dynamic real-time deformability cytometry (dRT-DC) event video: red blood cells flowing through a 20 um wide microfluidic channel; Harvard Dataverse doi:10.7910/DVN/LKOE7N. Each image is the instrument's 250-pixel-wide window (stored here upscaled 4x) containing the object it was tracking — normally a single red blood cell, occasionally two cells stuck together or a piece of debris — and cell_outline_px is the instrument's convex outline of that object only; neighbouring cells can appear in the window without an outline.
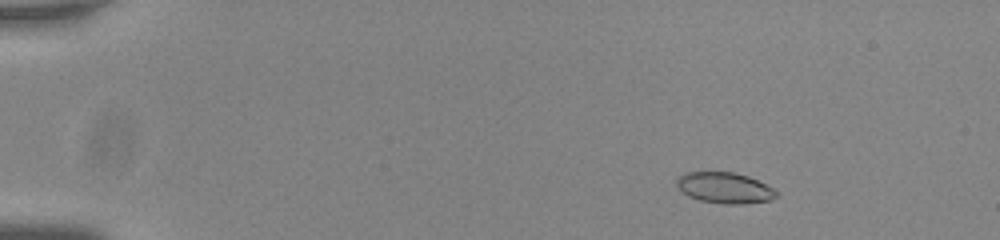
{"species": "common noctule bat (a hibernating species)", "species_latin": "Nyctalus noctula", "temperature_condition": "room temperature", "stored_images_in_passage": 54, "camera_frame_rate_fps": 3000, "um_per_image_px": 0.085, "animal": {"sex": "male", "body_mass_g": 20.0, "forearm_length_mm": 53.3}, "frame": {"image": 1, "passage_image": 6, "time_ms": 1.667, "image_size_px": [1000, 240], "cell_outline_px": [[780, 192], [776, 196], [768, 200], [740, 204], [724, 204], [700, 200], [688, 196], [676, 184], [676, 180], [684, 172], [732, 172], [748, 176]], "centroid_in_image_um": [61.58, 15.96], "position_along_channel_um": 23.4, "area_um2": 17.69}}
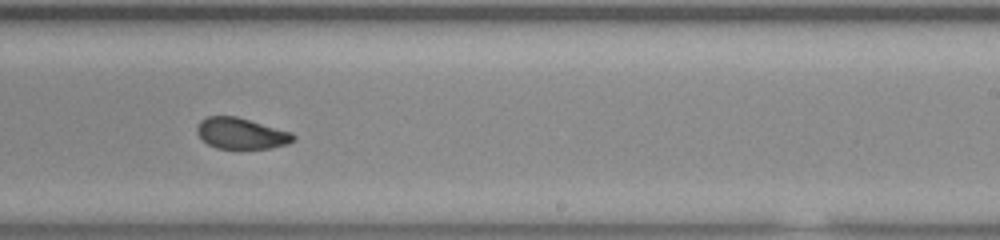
{"frame": {"image": 2, "passage_image": 34, "time_ms": 11.0, "image_size_px": [1000, 240], "cell_outline_px": [[296, 140], [288, 144], [272, 148], [240, 152], [216, 148], [208, 144], [196, 132], [196, 128], [200, 120], [208, 116], [236, 116], [292, 132], [296, 136]], "centroid_in_image_um": [20.53, 11.4], "position_along_channel_um": 268.5, "area_um2": 18.26}}
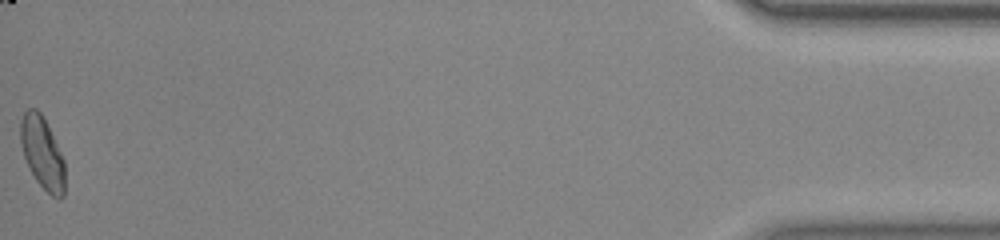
{"frame": {"image": 3, "passage_image": 54, "time_ms": 17.667, "image_size_px": [1000, 240], "cell_outline_px": [[64, 196], [60, 200], [52, 196], [36, 180], [24, 156], [20, 144], [20, 120], [24, 112], [28, 108], [36, 108], [40, 112], [64, 160]], "centroid_in_image_um": [3.58, 13.0], "position_along_channel_um": 431.6, "area_um2": 18.26}, "authors_computed_cell_mechanics": {"area_um2": 18.4671, "velocity_mm_per_s": 3.7602, "shape_relaxation_time_tau1_ms": 6.5018, "shape_relaxation_time_tau2_ms": 2.005, "deformation_change_tau1": 0.1609, "deformation_change_tau2": 0.0598}}